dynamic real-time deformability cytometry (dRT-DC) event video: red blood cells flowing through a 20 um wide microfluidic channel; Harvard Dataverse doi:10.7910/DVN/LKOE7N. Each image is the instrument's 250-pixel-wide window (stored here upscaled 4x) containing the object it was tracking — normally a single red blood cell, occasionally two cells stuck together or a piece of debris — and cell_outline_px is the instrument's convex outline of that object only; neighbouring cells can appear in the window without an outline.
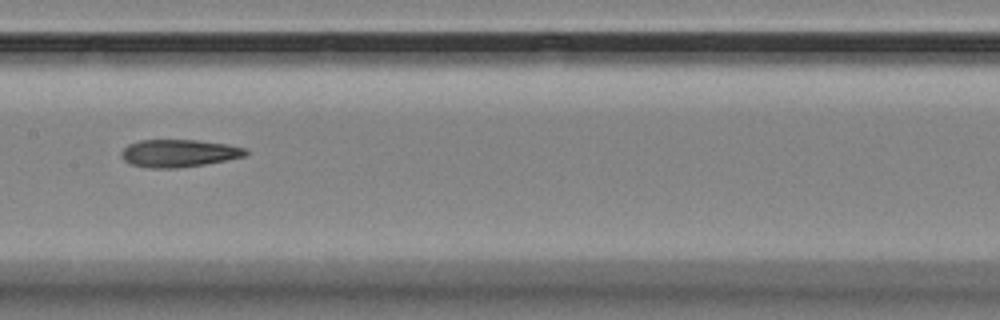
{"species": "Egyptian fruit bat (a non-hibernating species)", "species_latin": "Rousettus aegyptiacus", "temperature_condition": "room temperature", "stored_images_in_passage": 17, "segment_of_instrument_passage": [1, 2], "camera_frame_rate_fps": 3000, "um_per_image_px": 0.085, "animal": {"sex": "female"}, "frame": {"image": 1, "passage_image": 8, "time_ms": 8.667, "image_size_px": [1000, 320], "cell_outline_px": [[248, 152], [244, 156], [204, 164], [176, 168], [152, 168], [132, 164], [124, 160], [120, 156], [120, 152], [128, 144], [140, 140], [196, 140], [228, 144], [248, 148]], "centroid_in_image_um": [15.19, 13.01], "position_along_channel_um": 192.2, "area_um2": 19.88}}
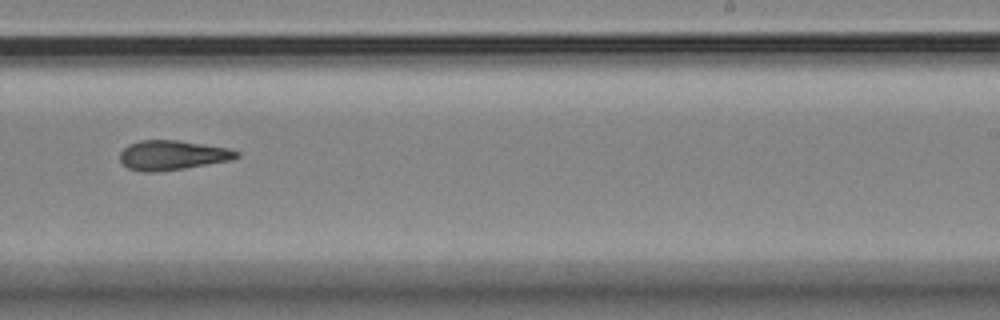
{"frame": {"image": 2, "passage_image": 10, "time_ms": 11.0, "image_size_px": [1000, 320], "cell_outline_px": [[240, 156], [232, 160], [184, 168], [156, 172], [144, 172], [128, 168], [120, 160], [120, 152], [128, 144], [140, 140], [176, 140], [204, 144], [228, 148], [240, 152]], "centroid_in_image_um": [14.66, 13.19], "position_along_channel_um": 274.3, "area_um2": 20.11}}
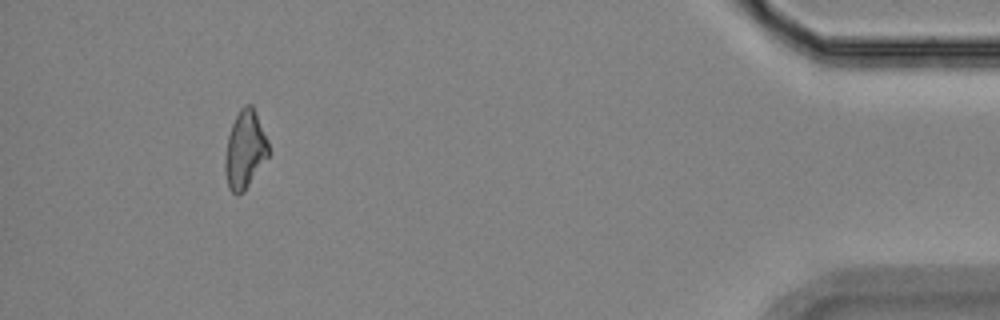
{"frame": {"image": 3, "passage_image": 15, "time_ms": 16.667, "image_size_px": [1000, 320], "cell_outline_px": [[268, 156], [244, 192], [236, 196], [228, 188], [224, 172], [224, 156], [228, 136], [232, 124], [240, 108], [244, 104], [252, 104], [268, 140]], "centroid_in_image_um": [20.79, 12.74], "position_along_channel_um": 414.4, "area_um2": 19.83}}